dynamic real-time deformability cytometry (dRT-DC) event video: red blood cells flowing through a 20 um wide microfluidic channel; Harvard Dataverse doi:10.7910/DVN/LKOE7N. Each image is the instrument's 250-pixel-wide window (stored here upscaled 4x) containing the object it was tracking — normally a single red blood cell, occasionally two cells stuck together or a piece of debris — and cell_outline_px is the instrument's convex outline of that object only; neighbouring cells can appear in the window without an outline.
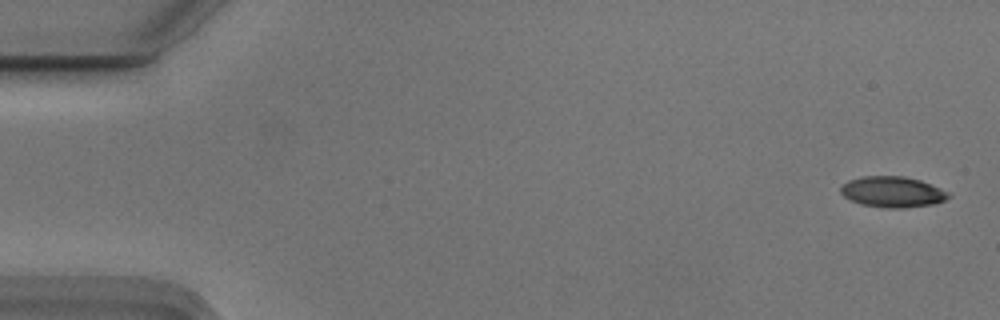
{"species": "Egyptian fruit bat (a non-hibernating species)", "species_latin": "Rousettus aegyptiacus", "temperature_condition": "cold", "stored_images_in_passage": 54, "camera_frame_rate_fps": 3000, "um_per_image_px": 0.085, "animal": {"sex": "male"}, "frame": {"image": 1, "passage_image": 1, "time_ms": 0.0, "image_size_px": [1000, 320], "cell_outline_px": [[948, 196], [944, 200], [932, 204], [904, 208], [884, 208], [864, 204], [852, 200], [844, 196], [840, 192], [840, 188], [848, 180], [864, 176], [904, 176], [920, 180], [940, 188], [948, 192]], "centroid_in_image_um": [75.85, 16.3], "position_along_channel_um": 9.2, "area_um2": 19.07}}
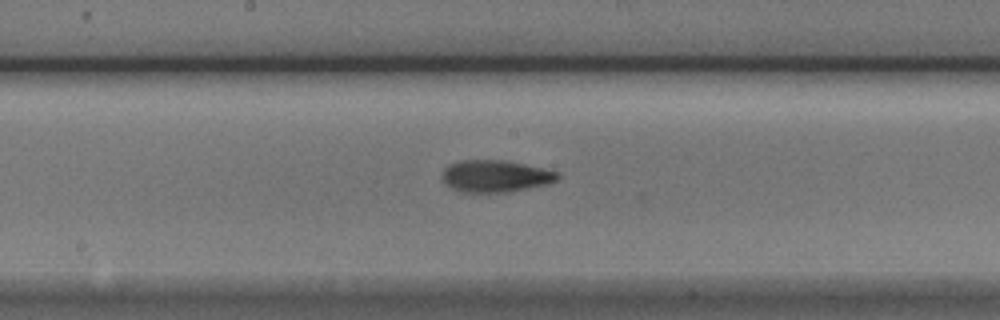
{"frame": {"image": 2, "passage_image": 28, "time_ms": 9.0, "image_size_px": [1000, 320], "cell_outline_px": [[560, 176], [552, 184], [508, 192], [460, 192], [444, 184], [444, 168], [448, 164], [460, 160], [504, 160], [524, 164], [560, 172]], "centroid_in_image_um": [42.15, 14.97], "position_along_channel_um": 206.1, "area_um2": 21.68}}
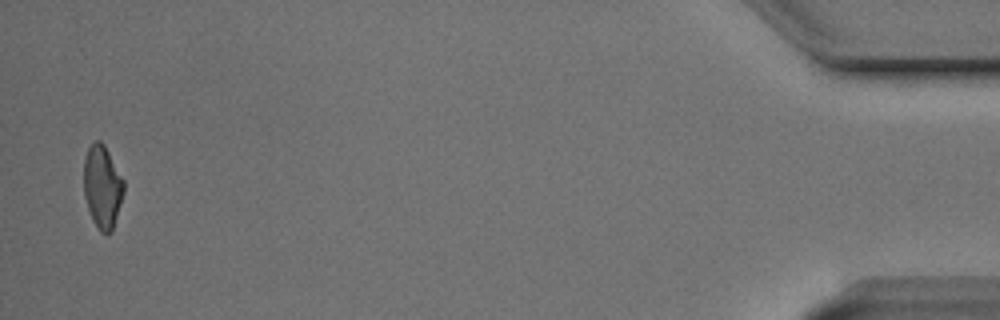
{"frame": {"image": 3, "passage_image": 53, "time_ms": 17.333, "image_size_px": [1000, 320], "cell_outline_px": [[124, 192], [112, 232], [108, 236], [100, 232], [92, 220], [88, 208], [84, 192], [84, 160], [88, 148], [96, 140], [100, 140], [104, 144], [124, 180]], "centroid_in_image_um": [8.71, 15.91], "position_along_channel_um": 426.5, "area_um2": 19.36}, "authors_computed_cell_mechanics": {"area_um2": 20.2878, "velocity_mm_per_s": 3.7388, "shape_relaxation_time_tau1_ms": 4.7562, "shape_relaxation_time_tau2_ms": 3.4193, "deformation_change_tau1": 0.148, "deformation_change_tau2": 0.1108}}